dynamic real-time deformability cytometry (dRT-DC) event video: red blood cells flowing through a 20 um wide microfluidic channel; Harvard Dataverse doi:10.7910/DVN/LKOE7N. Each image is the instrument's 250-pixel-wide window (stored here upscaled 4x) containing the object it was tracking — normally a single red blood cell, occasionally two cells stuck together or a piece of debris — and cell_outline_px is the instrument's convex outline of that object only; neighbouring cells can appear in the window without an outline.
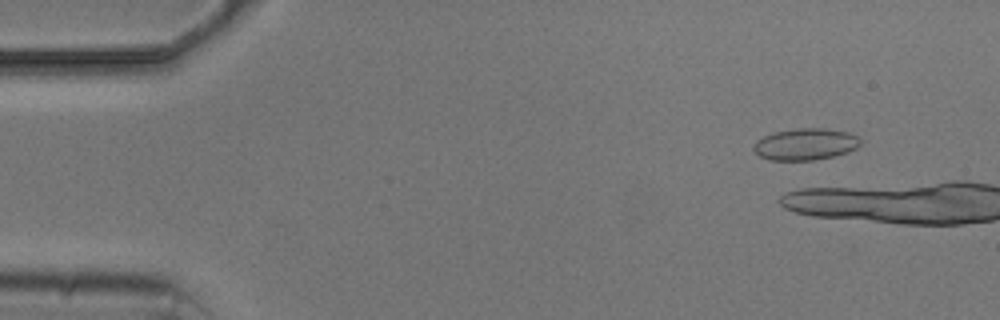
{"species": "common noctule bat (a hibernating species)", "species_latin": "Nyctalus noctula", "temperature_condition": "cold", "stored_images_in_passage": 2, "camera_frame_rate_fps": 3000, "um_per_image_px": 0.085, "animal": {"sex": "male", "body_mass_g": 20.5, "forearm_length_mm": 52.5}, "frame": {"image": 1, "passage_image": 1, "time_ms": 0.0, "image_size_px": [1000, 320], "cell_outline_px": [[860, 144], [856, 148], [848, 152], [832, 156], [812, 160], [772, 160], [760, 156], [752, 148], [752, 144], [756, 140], [772, 132], [796, 128], [824, 128], [848, 132], [856, 136], [860, 140]], "centroid_in_image_um": [68.43, 12.24], "position_along_channel_um": 16.6, "area_um2": 19.71}}